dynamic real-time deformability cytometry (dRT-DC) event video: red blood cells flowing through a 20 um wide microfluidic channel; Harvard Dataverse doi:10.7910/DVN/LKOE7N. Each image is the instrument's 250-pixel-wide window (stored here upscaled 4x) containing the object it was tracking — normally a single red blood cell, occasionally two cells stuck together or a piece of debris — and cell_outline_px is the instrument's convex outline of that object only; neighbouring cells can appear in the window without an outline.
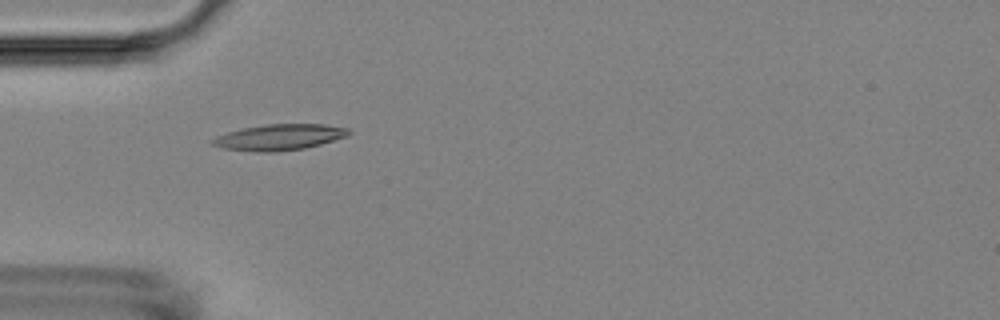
{"species": "Egyptian fruit bat (a non-hibernating species)", "species_latin": "Rousettus aegyptiacus", "temperature_condition": "room temperature", "stored_images_in_passage": 55, "camera_frame_rate_fps": 3000, "um_per_image_px": 0.085, "animal": {"sex": "female"}, "frame": {"image": 1, "passage_image": 17, "time_ms": 5.333, "image_size_px": [1000, 320], "cell_outline_px": [[352, 132], [348, 136], [320, 144], [304, 148], [276, 152], [256, 152], [220, 148], [212, 144], [208, 140], [216, 136], [228, 132], [244, 128], [268, 124], [324, 124], [348, 128]], "centroid_in_image_um": [23.72, 11.67], "position_along_channel_um": 61.3, "area_um2": 20.69}}
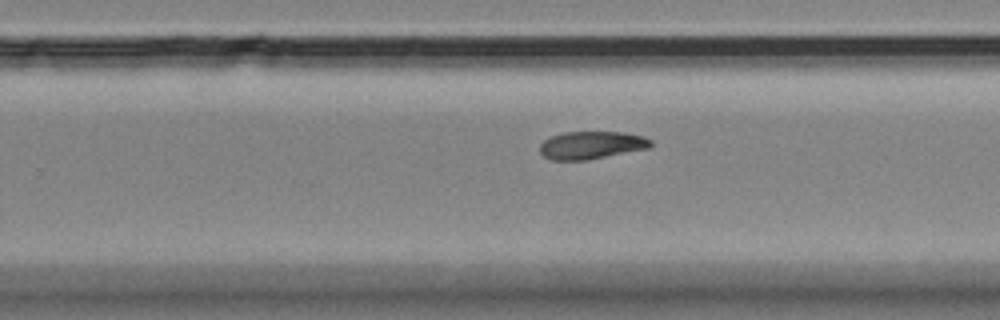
{"frame": {"image": 2, "passage_image": 35, "time_ms": 11.333, "image_size_px": [1000, 320], "cell_outline_px": [[652, 144], [648, 148], [588, 160], [552, 160], [544, 156], [540, 152], [540, 144], [548, 136], [564, 132], [624, 132], [644, 136], [652, 140]], "centroid_in_image_um": [50.25, 12.33], "position_along_channel_um": 279.5, "area_um2": 18.03}}
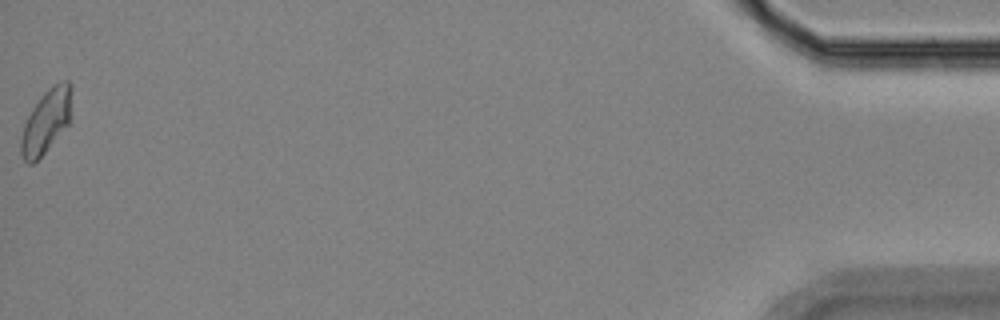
{"frame": {"image": 3, "passage_image": 55, "time_ms": 18.0, "image_size_px": [1000, 320], "cell_outline_px": [[72, 88], [68, 124], [44, 152], [32, 164], [28, 164], [24, 160], [20, 152], [20, 140], [24, 124], [32, 108], [40, 96], [52, 84], [60, 80], [68, 80], [72, 84]], "centroid_in_image_um": [3.91, 10.25], "position_along_channel_um": 431.3, "area_um2": 18.67}}